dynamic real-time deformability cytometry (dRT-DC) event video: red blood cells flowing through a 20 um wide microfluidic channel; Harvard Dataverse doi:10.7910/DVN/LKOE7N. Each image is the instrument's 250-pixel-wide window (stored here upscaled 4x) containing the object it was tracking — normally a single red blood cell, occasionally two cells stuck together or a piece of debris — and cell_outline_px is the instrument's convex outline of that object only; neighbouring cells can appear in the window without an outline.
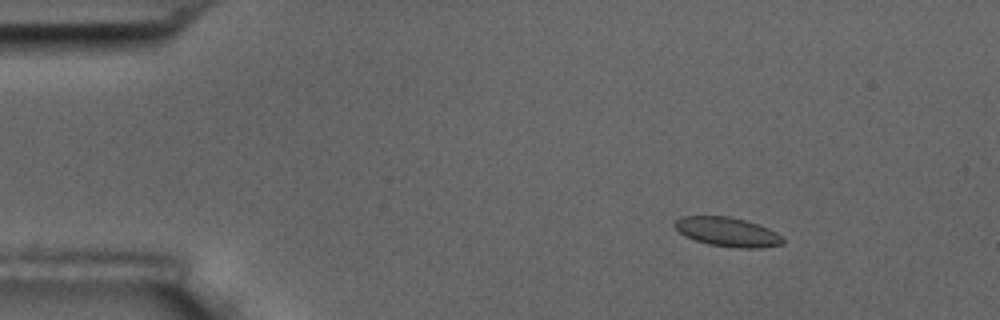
{"species": "common noctule bat (a hibernating species)", "species_latin": "Nyctalus noctula", "temperature_condition": "room temperature", "stored_images_in_passage": 5, "camera_frame_rate_fps": 3000, "um_per_image_px": 0.085, "animal": {"sex": "male", "body_mass_g": 17.5, "forearm_length_mm": 52.3}, "frame": {"image": 1, "passage_image": 2, "time_ms": 1.333, "image_size_px": [1000, 320], "cell_outline_px": [[784, 244], [760, 248], [736, 248], [708, 244], [684, 236], [672, 224], [680, 216], [728, 216], [744, 220], [768, 228], [776, 232], [784, 240]], "centroid_in_image_um": [61.82, 19.72], "position_along_channel_um": 23.2, "area_um2": 18.38}}